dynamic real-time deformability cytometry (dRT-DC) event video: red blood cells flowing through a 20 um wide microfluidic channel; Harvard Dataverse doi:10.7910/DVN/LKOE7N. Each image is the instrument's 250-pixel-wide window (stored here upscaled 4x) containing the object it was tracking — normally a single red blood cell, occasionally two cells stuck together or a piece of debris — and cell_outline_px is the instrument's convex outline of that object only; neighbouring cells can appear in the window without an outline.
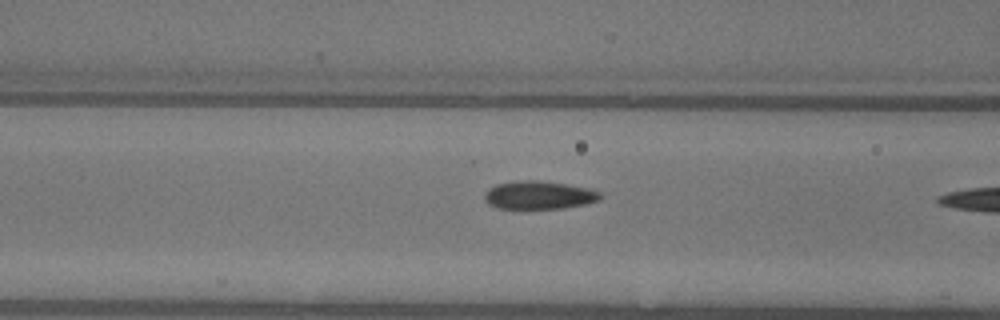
{"species": "common noctule bat (a hibernating species)", "species_latin": "Nyctalus noctula", "temperature_condition": "warm", "stored_images_in_passage": 8, "camera_frame_rate_fps": 3000, "um_per_image_px": 0.085, "animal": {"sex": "female"}, "frame": {"image": 1, "passage_image": 6, "time_ms": 1.667, "image_size_px": [1000, 320], "cell_outline_px": [[600, 200], [588, 204], [564, 208], [496, 208], [488, 204], [484, 200], [484, 192], [488, 188], [496, 184], [528, 180], [536, 180], [564, 184], [588, 188], [600, 192]], "centroid_in_image_um": [45.79, 16.59], "position_along_channel_um": 120.8, "area_um2": 18.9}}